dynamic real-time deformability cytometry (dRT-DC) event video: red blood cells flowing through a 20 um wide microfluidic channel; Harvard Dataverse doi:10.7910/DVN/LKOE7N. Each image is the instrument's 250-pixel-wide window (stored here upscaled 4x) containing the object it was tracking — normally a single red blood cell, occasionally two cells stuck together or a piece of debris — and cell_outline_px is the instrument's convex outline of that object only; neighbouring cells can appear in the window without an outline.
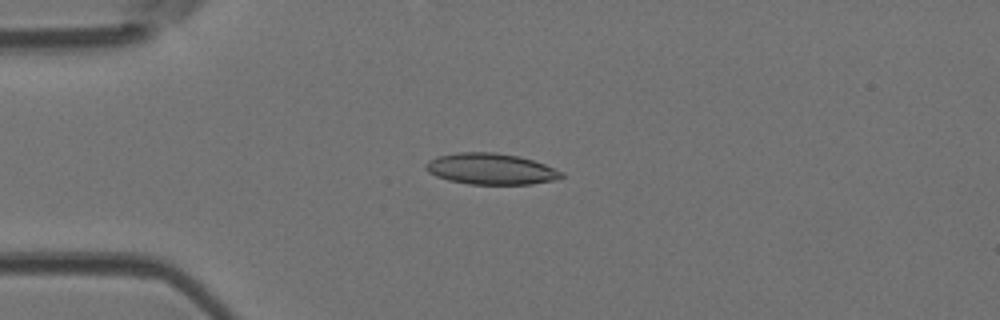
{"species": "Egyptian fruit bat (a non-hibernating species)", "species_latin": "Rousettus aegyptiacus", "temperature_condition": "room temperature", "stored_images_in_passage": 4, "camera_frame_rate_fps": 3000, "um_per_image_px": 0.085, "animal": {"sex": "female"}, "frame": {"image": 1, "passage_image": 2, "time_ms": 0.333, "image_size_px": [1000, 320], "cell_outline_px": [[564, 176], [556, 180], [532, 184], [468, 184], [448, 180], [436, 176], [428, 172], [424, 168], [424, 164], [428, 160], [440, 156], [456, 152], [496, 152], [520, 156], [544, 164], [564, 172]], "centroid_in_image_um": [41.72, 14.36], "position_along_channel_um": 43.3, "area_um2": 24.8}}
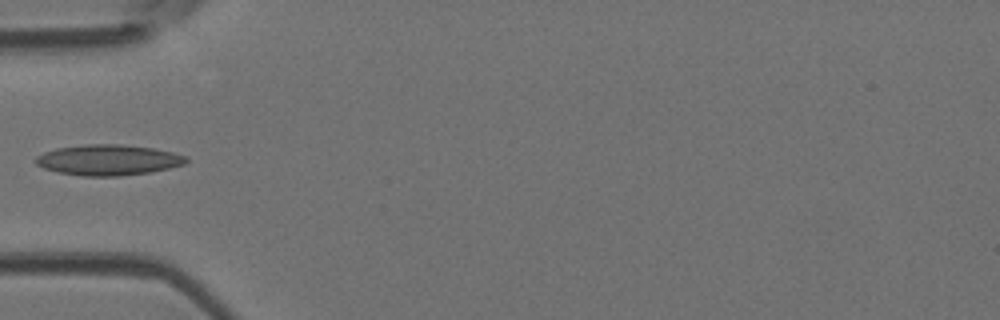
{"frame": {"image": 2, "passage_image": 3, "time_ms": 0.667, "image_size_px": [1000, 320], "cell_outline_px": [[188, 160], [184, 164], [152, 172], [120, 176], [84, 176], [56, 172], [44, 168], [36, 164], [36, 156], [44, 152], [56, 148], [84, 144], [120, 144], [152, 148], [172, 152], [188, 156]], "centroid_in_image_um": [9.2, 13.6], "position_along_channel_um": 75.8, "area_um2": 26.93}}
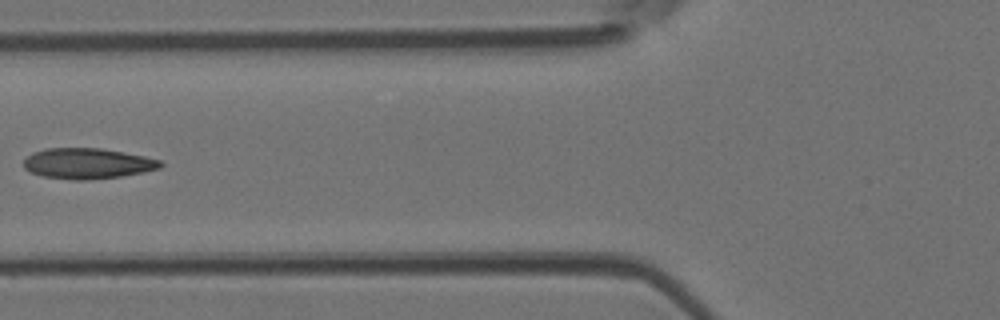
{"frame": {"image": 3, "passage_image": 4, "time_ms": 1.0, "image_size_px": [1000, 320], "cell_outline_px": [[164, 164], [160, 168], [144, 172], [120, 176], [88, 180], [76, 180], [44, 176], [32, 172], [24, 168], [24, 160], [32, 152], [44, 148], [100, 148], [124, 152], [144, 156], [160, 160]], "centroid_in_image_um": [7.45, 13.88], "position_along_channel_um": 118.4, "area_um2": 24.33}}